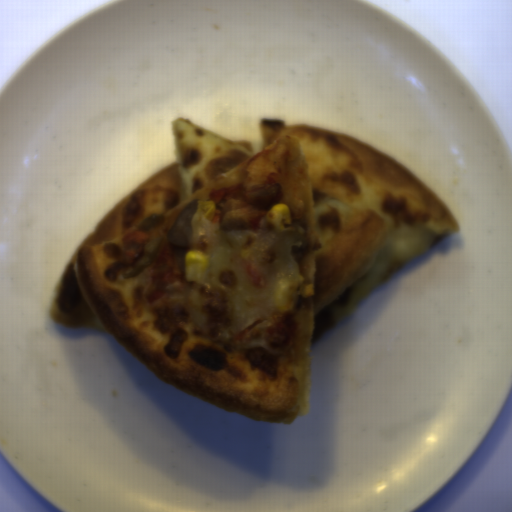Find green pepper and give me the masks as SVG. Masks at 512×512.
I'll return each instance as SVG.
<instances>
[{
    "instance_id": "green-pepper-1",
    "label": "green pepper",
    "mask_w": 512,
    "mask_h": 512,
    "mask_svg": "<svg viewBox=\"0 0 512 512\" xmlns=\"http://www.w3.org/2000/svg\"><path fill=\"white\" fill-rule=\"evenodd\" d=\"M307 244V230L304 220H294L282 229L277 241L269 248L268 261L275 270H282L288 263L292 248H304Z\"/></svg>"
}]
</instances>
